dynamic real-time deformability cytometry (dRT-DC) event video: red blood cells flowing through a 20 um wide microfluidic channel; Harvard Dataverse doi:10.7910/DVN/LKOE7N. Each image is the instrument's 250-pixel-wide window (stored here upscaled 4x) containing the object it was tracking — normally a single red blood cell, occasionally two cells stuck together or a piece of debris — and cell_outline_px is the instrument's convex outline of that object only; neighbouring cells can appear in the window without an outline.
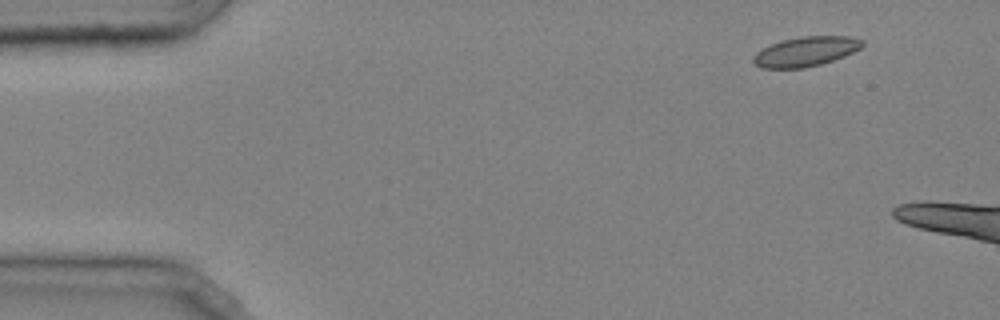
{"species": "common noctule bat (a hibernating species)", "species_latin": "Nyctalus noctula", "temperature_condition": "cold", "stored_images_in_passage": 10, "camera_frame_rate_fps": 3000, "um_per_image_px": 0.085, "animal": {"sex": "male", "body_mass_g": 20.4}, "frame": {"image": 1, "passage_image": 1, "time_ms": 0.0, "image_size_px": [1000, 320], "cell_outline_px": [[864, 44], [860, 48], [844, 56], [820, 64], [804, 68], [760, 68], [752, 60], [752, 56], [756, 52], [780, 40], [800, 36], [852, 36], [864, 40]], "centroid_in_image_um": [68.48, 4.37], "position_along_channel_um": 16.5, "area_um2": 18.84}}